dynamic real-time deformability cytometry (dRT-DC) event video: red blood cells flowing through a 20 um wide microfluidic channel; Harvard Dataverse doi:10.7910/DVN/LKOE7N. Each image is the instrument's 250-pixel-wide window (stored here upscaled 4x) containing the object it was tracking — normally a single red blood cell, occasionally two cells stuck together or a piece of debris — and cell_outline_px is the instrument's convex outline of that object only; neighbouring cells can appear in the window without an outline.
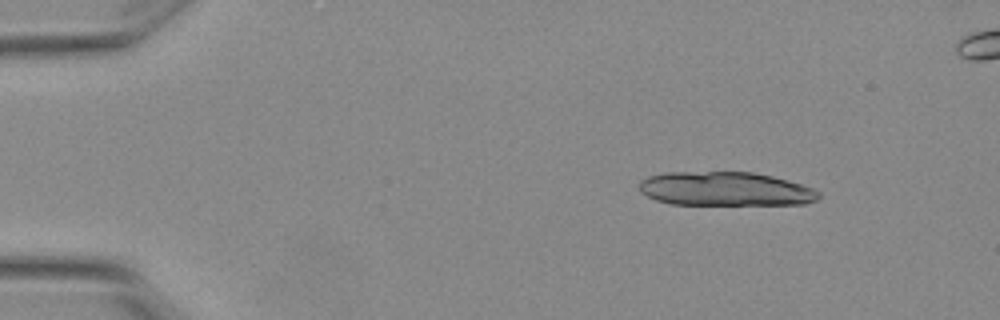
{"species": "Egyptian fruit bat (a non-hibernating species)", "species_latin": "Rousettus aegyptiacus", "temperature_condition": "warm", "stored_images_in_passage": 5, "camera_frame_rate_fps": 3000, "um_per_image_px": 0.085, "animal": {"sex": "female"}, "frame": {"image": 1, "passage_image": 2, "time_ms": 0.333, "image_size_px": [1000, 320], "cell_outline_px": [[820, 196], [816, 200], [804, 204], [672, 204], [656, 200], [640, 192], [640, 180], [648, 176], [664, 172], [752, 172], [772, 176], [788, 180], [812, 188], [820, 192]], "centroid_in_image_um": [61.64, 16.05], "position_along_channel_um": 23.4, "area_um2": 35.43}}